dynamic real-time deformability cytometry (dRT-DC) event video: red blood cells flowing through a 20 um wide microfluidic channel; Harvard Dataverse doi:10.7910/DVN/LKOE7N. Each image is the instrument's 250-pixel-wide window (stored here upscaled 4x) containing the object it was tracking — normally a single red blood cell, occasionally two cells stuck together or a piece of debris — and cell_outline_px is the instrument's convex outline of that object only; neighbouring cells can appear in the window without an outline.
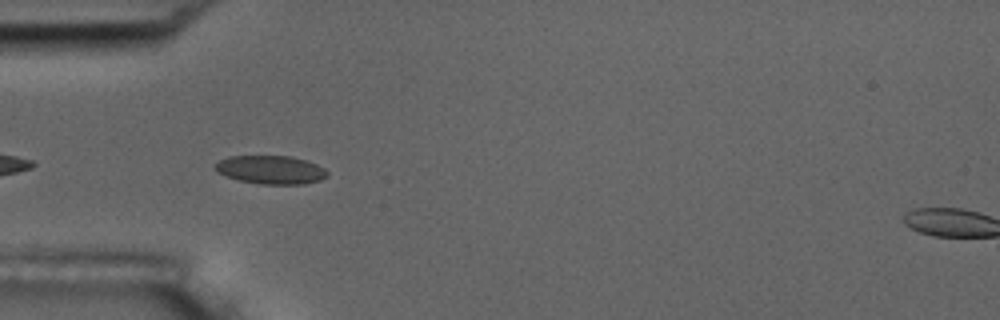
{"species": "common noctule bat (a hibernating species)", "species_latin": "Nyctalus noctula", "temperature_condition": "room temperature", "stored_images_in_passage": 7, "camera_frame_rate_fps": 3000, "um_per_image_px": 0.085, "animal": {"sex": "male", "body_mass_g": 17.5, "forearm_length_mm": 52.3}, "frame": {"image": 1, "passage_image": 2, "time_ms": 1.0, "image_size_px": [1000, 320], "cell_outline_px": [[328, 176], [320, 180], [304, 184], [260, 184], [240, 180], [224, 176], [216, 172], [212, 168], [212, 164], [228, 156], [288, 156], [304, 160], [316, 164], [324, 168], [328, 172]], "centroid_in_image_um": [22.95, 14.43], "position_along_channel_um": 62.0, "area_um2": 18.73}}
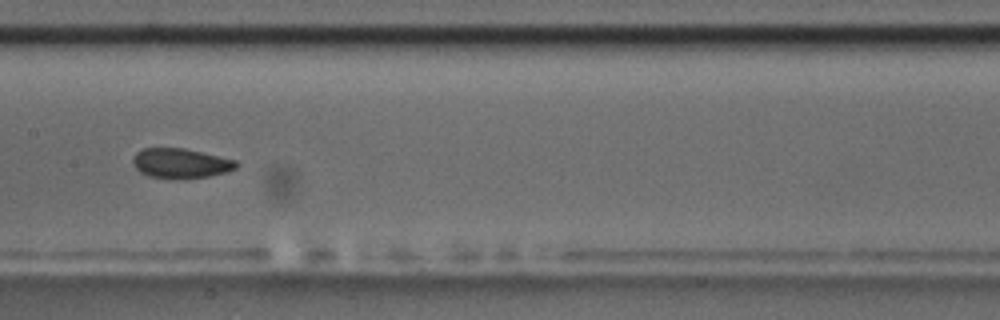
{"frame": {"image": 2, "passage_image": 5, "time_ms": 4.667, "image_size_px": [1000, 320], "cell_outline_px": [[240, 164], [236, 168], [228, 172], [208, 176], [148, 176], [140, 172], [132, 164], [132, 160], [136, 152], [144, 148], [184, 148], [236, 160]], "centroid_in_image_um": [15.37, 13.83], "position_along_channel_um": 192.0, "area_um2": 17.34}}